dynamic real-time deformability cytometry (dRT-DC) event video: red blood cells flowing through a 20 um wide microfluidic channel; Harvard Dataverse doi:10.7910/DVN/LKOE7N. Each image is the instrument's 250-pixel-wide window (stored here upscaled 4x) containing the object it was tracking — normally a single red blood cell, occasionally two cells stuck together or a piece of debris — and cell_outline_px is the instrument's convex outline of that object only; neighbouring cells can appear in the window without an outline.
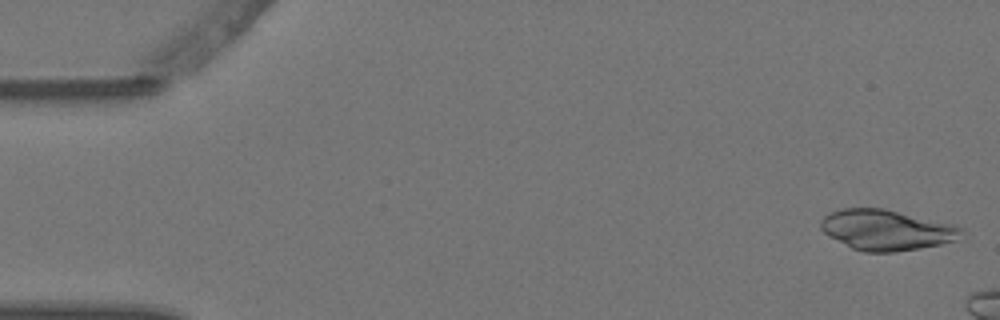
{"species": "Egyptian fruit bat (a non-hibernating species)", "species_latin": "Rousettus aegyptiacus", "temperature_condition": "warm", "stored_images_in_passage": 6, "camera_frame_rate_fps": 3000, "um_per_image_px": 0.085, "animal": {"sex": "female"}, "frame": {"image": 1, "passage_image": 1, "time_ms": 0.0, "image_size_px": [1000, 320], "cell_outline_px": [[964, 232], [956, 240], [940, 244], [920, 248], [896, 252], [864, 252], [852, 248], [828, 236], [820, 228], [820, 220], [824, 216], [832, 212], [844, 208], [884, 208], [956, 224], [964, 228]], "centroid_in_image_um": [75.37, 19.54], "position_along_channel_um": 9.6, "area_um2": 33.41}}
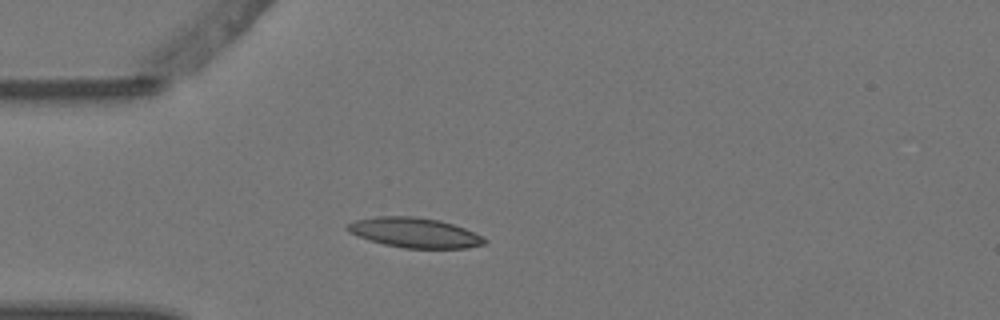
{"frame": {"image": 2, "passage_image": 5, "time_ms": 1.333, "image_size_px": [1000, 320], "cell_outline_px": [[488, 240], [484, 244], [468, 248], [404, 248], [384, 244], [368, 240], [356, 236], [348, 232], [344, 228], [344, 224], [356, 220], [376, 216], [412, 216], [440, 220], [464, 228]], "centroid_in_image_um": [35.16, 19.77], "position_along_channel_um": 49.8, "area_um2": 23.99}}